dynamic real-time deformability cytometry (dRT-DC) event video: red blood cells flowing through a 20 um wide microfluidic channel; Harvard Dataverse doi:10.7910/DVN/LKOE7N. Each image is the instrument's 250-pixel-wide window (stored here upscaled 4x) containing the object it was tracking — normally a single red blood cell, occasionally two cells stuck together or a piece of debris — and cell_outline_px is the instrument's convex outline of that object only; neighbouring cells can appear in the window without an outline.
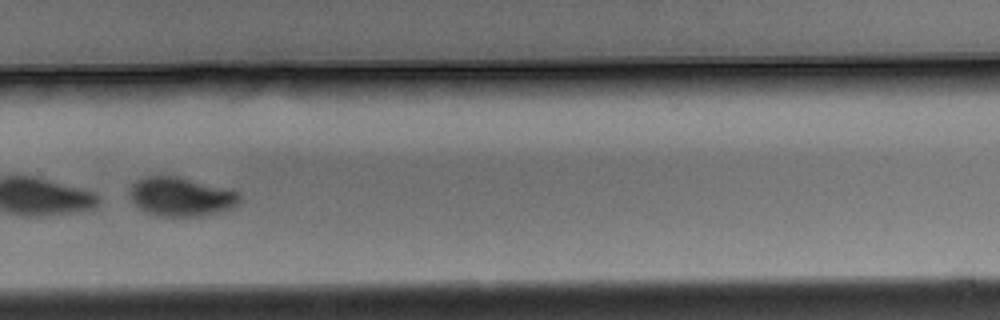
{"species": "Egyptian fruit bat (a non-hibernating species)", "species_latin": "Rousettus aegyptiacus", "temperature_condition": "warm", "stored_images_in_passage": 10, "camera_frame_rate_fps": 3000, "um_per_image_px": 0.085, "animal": {"sex": "male"}, "frame": {"image": 1, "passage_image": 10, "time_ms": 3.0, "image_size_px": [1000, 320], "cell_outline_px": [[240, 204], [232, 208], [220, 212], [200, 216], [156, 216], [140, 208], [128, 196], [128, 192], [132, 184], [136, 180], [144, 176], [176, 176], [240, 192]], "centroid_in_image_um": [15.38, 16.72], "position_along_channel_um": 314.4, "area_um2": 24.97}}